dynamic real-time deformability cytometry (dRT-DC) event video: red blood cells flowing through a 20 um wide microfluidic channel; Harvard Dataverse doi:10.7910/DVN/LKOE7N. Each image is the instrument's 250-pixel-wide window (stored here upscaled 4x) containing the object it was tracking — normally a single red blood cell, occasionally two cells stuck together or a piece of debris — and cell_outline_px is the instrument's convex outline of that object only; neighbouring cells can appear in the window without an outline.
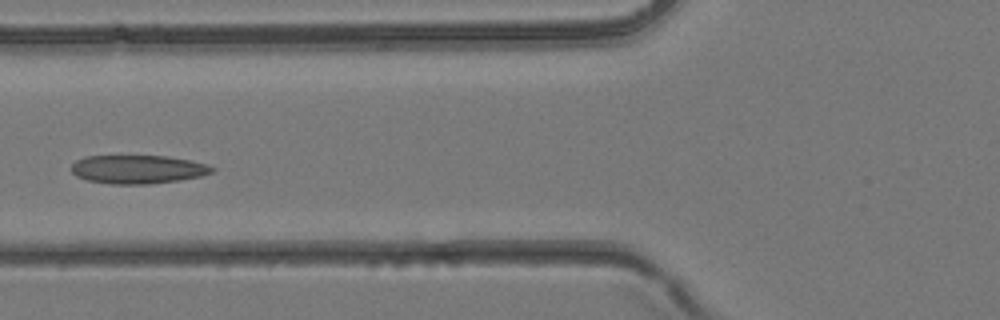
{"species": "common noctule bat (a hibernating species)", "species_latin": "Nyctalus noctula", "temperature_condition": "room temperature", "stored_images_in_passage": 4, "camera_frame_rate_fps": 3000, "um_per_image_px": 0.085, "animal": {"sex": "female", "body_mass_g": 24.6, "forearm_length_mm": 56.2}, "frame": {"image": 1, "passage_image": 4, "time_ms": 1.0, "image_size_px": [1000, 320], "cell_outline_px": [[216, 168], [212, 172], [200, 176], [180, 180], [148, 184], [112, 184], [88, 180], [76, 176], [72, 172], [72, 164], [76, 160], [84, 156], [168, 156], [192, 160]], "centroid_in_image_um": [11.71, 14.39], "position_along_channel_um": 114.1, "area_um2": 23.35}}